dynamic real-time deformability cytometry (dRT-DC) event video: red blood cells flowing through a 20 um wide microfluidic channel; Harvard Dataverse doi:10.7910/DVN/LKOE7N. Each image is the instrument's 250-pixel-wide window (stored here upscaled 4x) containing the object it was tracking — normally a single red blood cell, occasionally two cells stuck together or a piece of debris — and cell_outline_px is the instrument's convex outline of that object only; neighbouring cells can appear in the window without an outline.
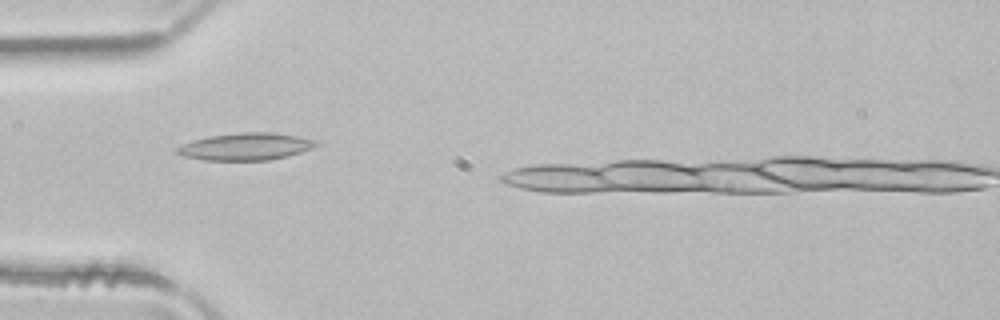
{"species": "common noctule bat (a hibernating species)", "species_latin": "Nyctalus noctula", "temperature_condition": "room temperature", "stored_images_in_passage": 3, "camera_frame_rate_fps": 3000, "um_per_image_px": 0.085, "animal": {"sex": "male", "body_mass_g": 21.5, "forearm_length_mm": 52.0}, "frame": {"image": 1, "passage_image": 2, "time_ms": 0.333, "image_size_px": [1000, 320], "cell_outline_px": [[320, 144], [312, 148], [288, 156], [268, 160], [204, 160], [184, 156], [176, 152], [176, 148], [192, 140], [208, 136], [240, 132], [272, 132], [296, 136], [316, 140]], "centroid_in_image_um": [20.9, 12.45], "position_along_channel_um": 64.1, "area_um2": 21.96}}